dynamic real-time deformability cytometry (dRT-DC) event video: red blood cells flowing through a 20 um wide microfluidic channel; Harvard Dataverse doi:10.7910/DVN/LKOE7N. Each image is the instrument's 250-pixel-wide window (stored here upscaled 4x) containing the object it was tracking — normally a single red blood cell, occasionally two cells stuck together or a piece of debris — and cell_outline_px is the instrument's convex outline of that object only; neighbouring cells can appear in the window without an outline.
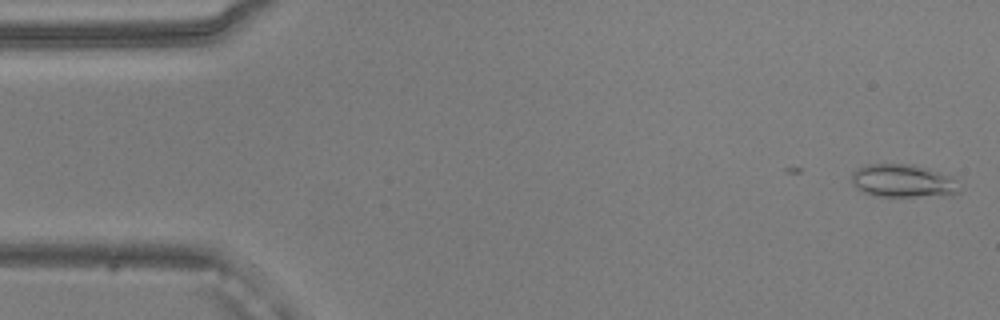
{"species": "common noctule bat (a hibernating species)", "species_latin": "Nyctalus noctula", "temperature_condition": "warm", "stored_images_in_passage": 4, "camera_frame_rate_fps": 3000, "um_per_image_px": 0.085, "animal": {"sex": "male", "body_mass_g": 20.5, "forearm_length_mm": 52.5}, "frame": {"image": 1, "passage_image": 1, "time_ms": 0.0, "image_size_px": [1000, 320], "cell_outline_px": [[960, 192], [952, 196], [880, 196], [864, 192], [856, 188], [852, 184], [852, 172], [856, 168], [868, 164], [912, 164], [928, 168], [952, 176], [956, 180], [960, 188]], "centroid_in_image_um": [76.8, 15.38], "position_along_channel_um": 8.2, "area_um2": 21.04}}